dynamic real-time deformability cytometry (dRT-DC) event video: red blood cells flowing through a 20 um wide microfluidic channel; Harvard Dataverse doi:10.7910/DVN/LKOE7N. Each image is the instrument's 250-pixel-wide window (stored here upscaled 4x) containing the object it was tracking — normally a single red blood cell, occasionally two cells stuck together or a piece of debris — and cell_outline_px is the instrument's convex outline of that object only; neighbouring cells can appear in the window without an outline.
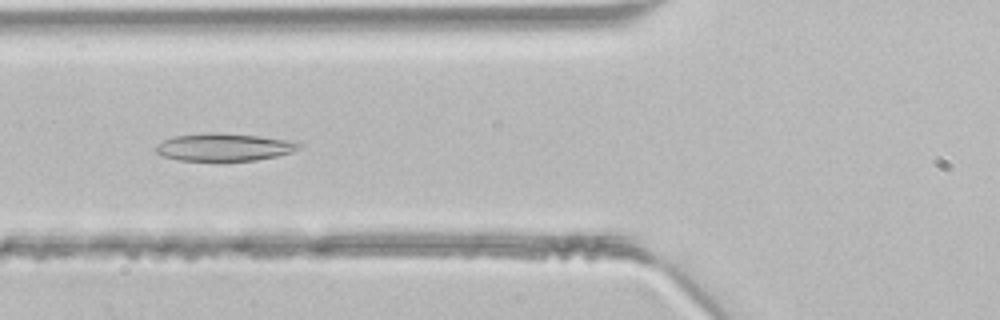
{"species": "common noctule bat (a hibernating species)", "species_latin": "Nyctalus noctula", "temperature_condition": "room temperature", "stored_images_in_passage": 41, "camera_frame_rate_fps": 3000, "um_per_image_px": 0.085, "animal": {"sex": "male", "body_mass_g": 21.5, "forearm_length_mm": 52.0}, "frame": {"image": 1, "passage_image": 12, "time_ms": 3.667, "image_size_px": [1000, 320], "cell_outline_px": [[300, 148], [292, 152], [276, 156], [256, 160], [176, 160], [160, 156], [156, 152], [156, 144], [164, 140], [176, 136], [208, 132], [212, 132], [260, 136], [288, 140], [300, 144]], "centroid_in_image_um": [19.0, 12.5], "position_along_channel_um": 106.8, "area_um2": 22.83}}
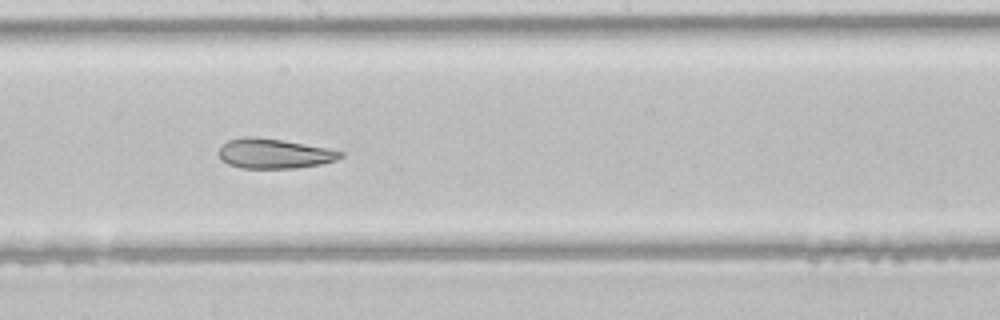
{"frame": {"image": 2, "passage_image": 20, "time_ms": 6.333, "image_size_px": [1000, 320], "cell_outline_px": [[344, 156], [336, 160], [320, 164], [296, 168], [240, 168], [228, 164], [220, 160], [216, 152], [228, 140], [244, 136], [256, 136], [284, 140], [344, 152]], "centroid_in_image_um": [23.24, 13.05], "position_along_channel_um": 225.0, "area_um2": 21.27}}
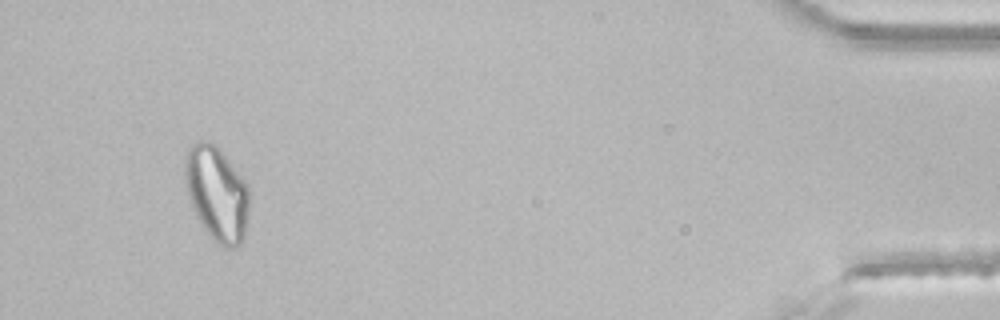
{"frame": {"image": 3, "passage_image": 38, "time_ms": 12.333, "image_size_px": [1000, 320], "cell_outline_px": [[248, 216], [244, 240], [240, 248], [224, 248], [216, 244], [200, 224], [188, 200], [184, 180], [184, 156], [188, 148], [196, 140], [204, 140], [216, 144], [248, 184]], "centroid_in_image_um": [18.41, 16.47], "position_along_channel_um": 416.8, "area_um2": 36.41}}